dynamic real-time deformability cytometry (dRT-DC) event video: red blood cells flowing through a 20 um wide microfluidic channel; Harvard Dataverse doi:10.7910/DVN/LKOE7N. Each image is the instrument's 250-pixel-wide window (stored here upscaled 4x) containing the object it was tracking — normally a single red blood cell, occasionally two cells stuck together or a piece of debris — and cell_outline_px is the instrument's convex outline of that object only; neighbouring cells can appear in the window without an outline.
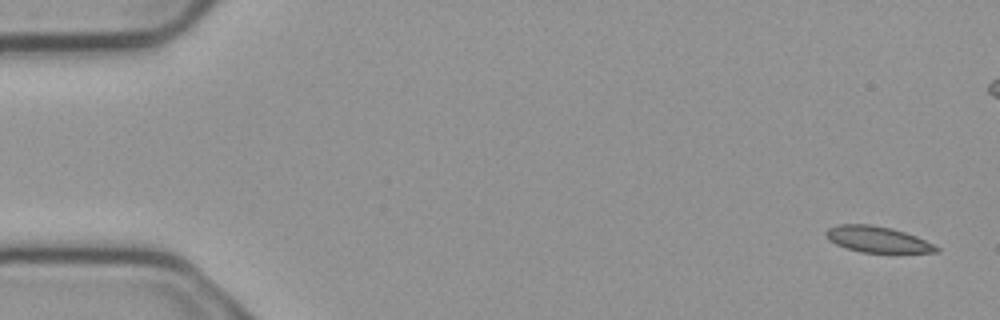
{"species": "common noctule bat (a hibernating species)", "species_latin": "Nyctalus noctula", "temperature_condition": "cold", "stored_images_in_passage": 3, "camera_frame_rate_fps": 3000, "um_per_image_px": 0.085, "animal": {"sex": "male", "body_mass_g": 23.1, "forearm_length_mm": 52.7}, "frame": {"image": 1, "passage_image": 1, "time_ms": 0.0, "image_size_px": [1000, 320], "cell_outline_px": [[940, 252], [860, 252], [836, 244], [828, 240], [824, 232], [828, 228], [840, 224], [872, 224], [892, 228], [916, 236], [940, 248]], "centroid_in_image_um": [74.55, 20.33], "position_along_channel_um": 10.5, "area_um2": 16.59}}